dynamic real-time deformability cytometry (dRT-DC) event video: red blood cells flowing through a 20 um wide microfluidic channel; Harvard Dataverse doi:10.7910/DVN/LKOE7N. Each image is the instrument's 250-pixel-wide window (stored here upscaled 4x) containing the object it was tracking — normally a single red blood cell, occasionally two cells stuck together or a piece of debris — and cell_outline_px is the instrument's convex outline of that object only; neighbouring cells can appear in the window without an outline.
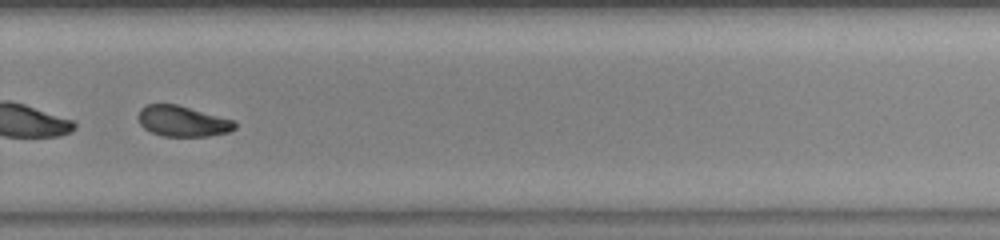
{"species": "common noctule bat (a hibernating species)", "species_latin": "Nyctalus noctula", "temperature_condition": "warm", "stored_images_in_passage": 53, "segment_of_instrument_passage": [2, 2], "camera_frame_rate_fps": 3000, "um_per_image_px": 0.085, "animal": {"sex": "female", "body_mass_g": 23.0, "forearm_length_mm": 53.4}, "frame": {"image": 1, "passage_image": 36, "time_ms": 11.667, "image_size_px": [1000, 240], "cell_outline_px": [[236, 128], [228, 132], [208, 136], [164, 136], [152, 132], [144, 128], [140, 124], [140, 108], [148, 104], [176, 104], [232, 120], [236, 124]], "centroid_in_image_um": [15.51, 10.31], "position_along_channel_um": 314.3, "area_um2": 16.88}}